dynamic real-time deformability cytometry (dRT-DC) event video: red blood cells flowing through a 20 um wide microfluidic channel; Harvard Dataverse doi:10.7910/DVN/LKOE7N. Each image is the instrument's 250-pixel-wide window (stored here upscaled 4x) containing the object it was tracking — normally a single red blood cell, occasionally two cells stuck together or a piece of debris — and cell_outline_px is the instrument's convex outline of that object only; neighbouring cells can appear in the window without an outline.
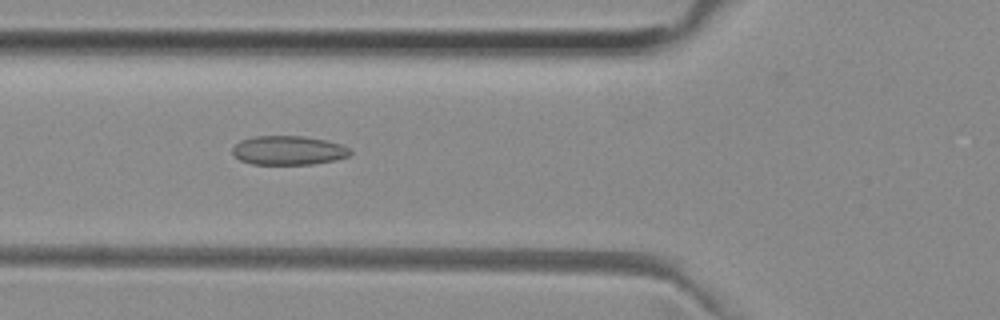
{"species": "common noctule bat (a hibernating species)", "species_latin": "Nyctalus noctula", "temperature_condition": "room temperature", "stored_images_in_passage": 48, "camera_frame_rate_fps": 3000, "um_per_image_px": 0.085, "animal": {"sex": "female", "body_mass_g": 29.2, "forearm_length_mm": 56.3}, "frame": {"image": 1, "passage_image": 15, "time_ms": 4.667, "image_size_px": [1000, 320], "cell_outline_px": [[352, 152], [348, 156], [336, 160], [312, 164], [252, 164], [240, 160], [232, 152], [232, 148], [240, 140], [252, 136], [304, 136], [324, 140], [340, 144], [348, 148]], "centroid_in_image_um": [24.5, 12.78], "position_along_channel_um": 101.3, "area_um2": 19.88}}
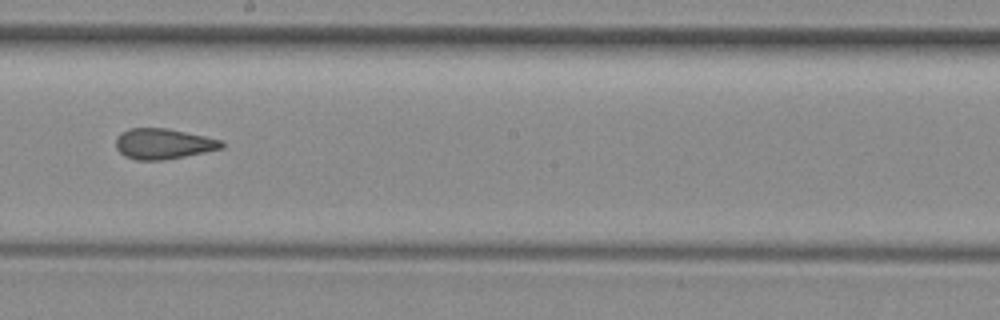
{"frame": {"image": 2, "passage_image": 25, "time_ms": 8.0, "image_size_px": [1000, 320], "cell_outline_px": [[224, 148], [164, 160], [136, 160], [124, 156], [116, 148], [116, 136], [120, 132], [128, 128], [168, 128], [224, 140]], "centroid_in_image_um": [13.87, 12.21], "position_along_channel_um": 234.3, "area_um2": 19.02}}
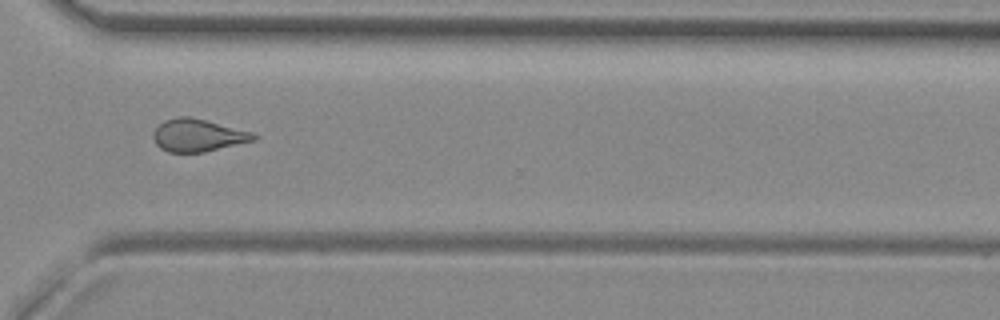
{"frame": {"image": 3, "passage_image": 34, "time_ms": 11.0, "image_size_px": [1000, 320], "cell_outline_px": [[256, 140], [204, 152], [168, 152], [160, 148], [156, 144], [152, 136], [156, 128], [164, 120], [176, 116], [188, 116], [252, 132], [256, 136]], "centroid_in_image_um": [16.79, 11.5], "position_along_channel_um": 353.8, "area_um2": 18.84}, "authors_computed_cell_mechanics": {"area_um2": 19.5942, "velocity_mm_per_s": 3.9873, "shape_relaxation_time_tau1_ms": null, "shape_relaxation_time_tau2_ms": 2.4389, "deformation_change_tau1": null, "deformation_change_tau2": 0.1011}}